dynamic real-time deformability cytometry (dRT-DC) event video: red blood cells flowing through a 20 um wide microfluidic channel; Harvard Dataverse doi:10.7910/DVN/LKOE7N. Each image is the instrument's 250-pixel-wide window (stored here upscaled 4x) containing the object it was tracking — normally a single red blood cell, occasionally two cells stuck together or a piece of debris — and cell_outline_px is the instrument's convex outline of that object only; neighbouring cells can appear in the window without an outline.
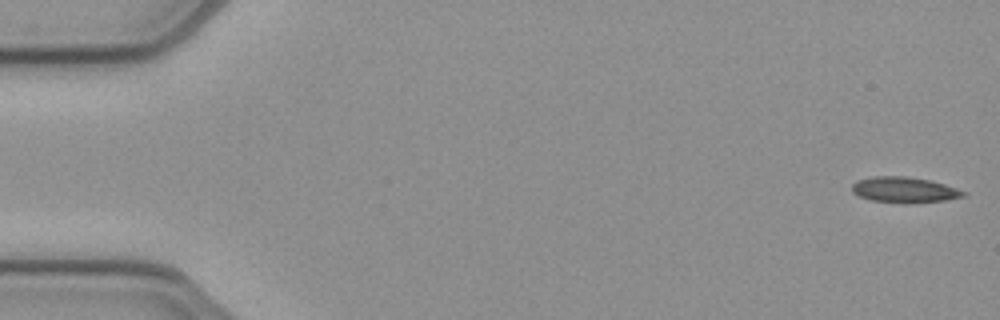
{"species": "common noctule bat (a hibernating species)", "species_latin": "Nyctalus noctula", "temperature_condition": "cold", "stored_images_in_passage": 52, "camera_frame_rate_fps": 3000, "um_per_image_px": 0.085, "animal": {"sex": "female", "body_mass_g": 21.9}, "frame": {"image": 1, "passage_image": 1, "time_ms": 0.0, "image_size_px": [1000, 320], "cell_outline_px": [[968, 192], [964, 196], [944, 200], [904, 204], [868, 200], [852, 192], [852, 184], [856, 180], [872, 176], [908, 176], [928, 180], [944, 184]], "centroid_in_image_um": [76.83, 16.14], "position_along_channel_um": 8.2, "area_um2": 16.82}}
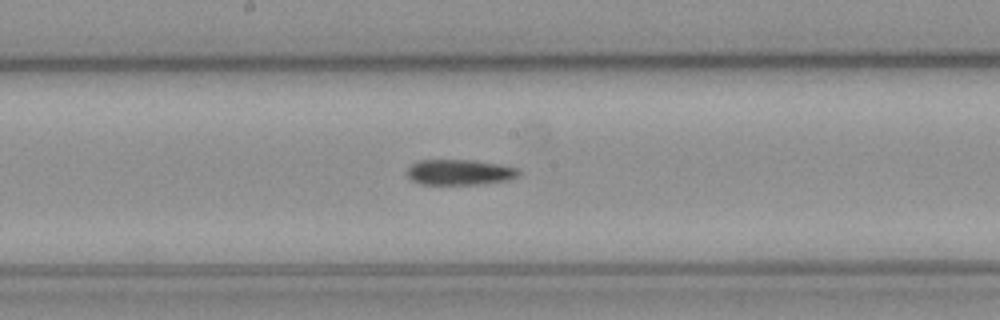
{"frame": {"image": 2, "passage_image": 27, "time_ms": 8.667, "image_size_px": [1000, 320], "cell_outline_px": [[520, 172], [516, 176], [508, 180], [484, 184], [420, 184], [412, 180], [408, 176], [408, 168], [412, 164], [420, 160], [472, 160], [500, 164], [516, 168]], "centroid_in_image_um": [39.07, 14.64], "position_along_channel_um": 209.1, "area_um2": 16.47}}
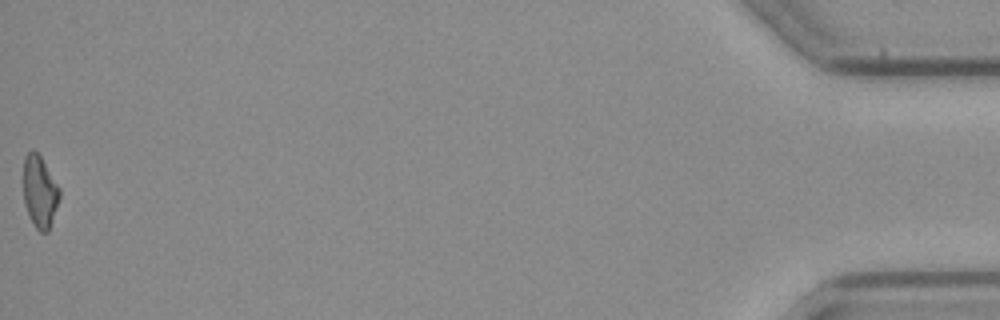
{"frame": {"image": 3, "passage_image": 52, "time_ms": 17.0, "image_size_px": [1000, 320], "cell_outline_px": [[60, 196], [48, 232], [40, 232], [36, 228], [28, 216], [24, 204], [24, 156], [32, 148], [40, 156], [60, 188]], "centroid_in_image_um": [3.37, 16.3], "position_along_channel_um": 431.8, "area_um2": 15.09}}